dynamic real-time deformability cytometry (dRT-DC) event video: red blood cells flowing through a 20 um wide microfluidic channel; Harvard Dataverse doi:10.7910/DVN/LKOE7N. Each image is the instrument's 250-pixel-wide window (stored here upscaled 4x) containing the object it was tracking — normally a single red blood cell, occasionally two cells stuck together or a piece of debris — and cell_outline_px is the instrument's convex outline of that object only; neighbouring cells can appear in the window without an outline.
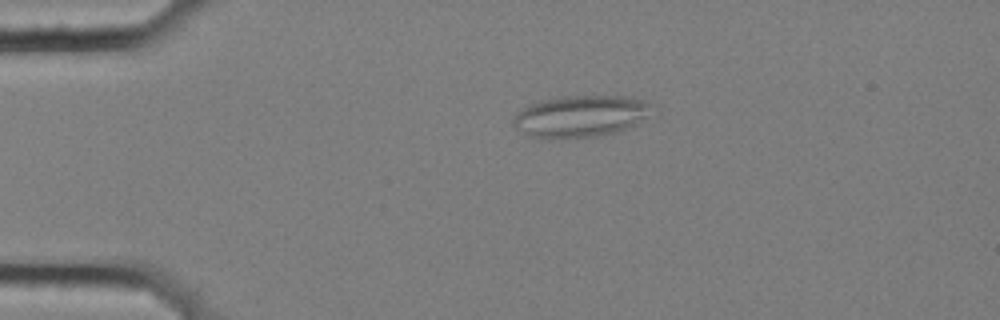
{"species": "common noctule bat (a hibernating species)", "species_latin": "Nyctalus noctula", "temperature_condition": "cold", "stored_images_in_passage": 47, "camera_frame_rate_fps": 3000, "um_per_image_px": 0.085, "animal": {"sex": "female", "body_mass_g": 25.1}, "frame": {"image": 1, "passage_image": 3, "time_ms": 0.667, "image_size_px": [1000, 320], "cell_outline_px": [[652, 104], [644, 116], [636, 124], [616, 132], [596, 136], [560, 140], [544, 140], [528, 136], [516, 128], [512, 124], [512, 120], [524, 108], [540, 100], [560, 96], [628, 96], [644, 100]], "centroid_in_image_um": [49.27, 9.91], "position_along_channel_um": 35.7, "area_um2": 33.81}}
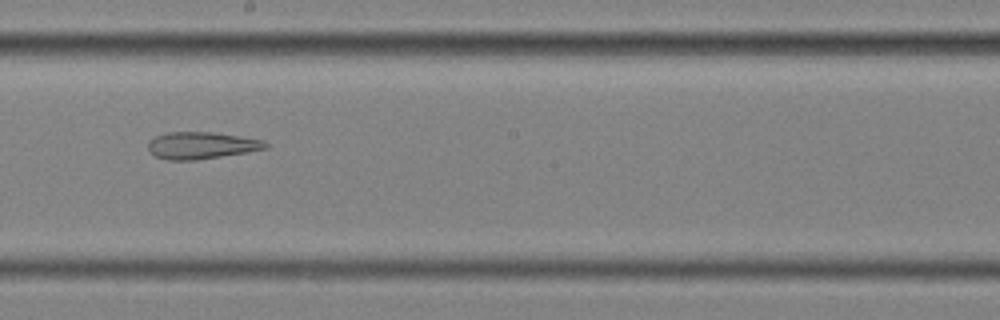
{"frame": {"image": 2, "passage_image": 23, "time_ms": 7.333, "image_size_px": [1000, 320], "cell_outline_px": [[268, 148], [248, 152], [196, 160], [168, 160], [156, 156], [148, 152], [148, 140], [156, 136], [168, 132], [212, 132], [240, 136], [264, 140], [268, 144]], "centroid_in_image_um": [17.11, 12.36], "position_along_channel_um": 231.1, "area_um2": 18.55}}
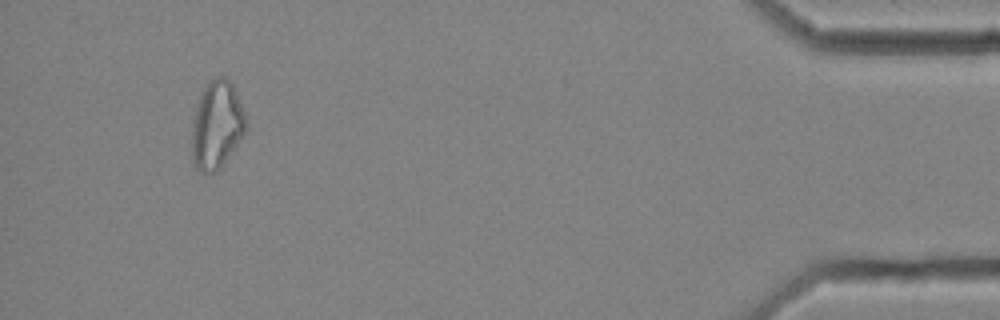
{"frame": {"image": 3, "passage_image": 44, "time_ms": 14.333, "image_size_px": [1000, 320], "cell_outline_px": [[248, 124], [244, 132], [220, 168], [216, 172], [204, 176], [192, 164], [192, 120], [200, 96], [208, 80], [216, 76], [224, 76], [232, 84], [236, 92], [248, 120]], "centroid_in_image_um": [18.4, 10.64], "position_along_channel_um": 416.8, "area_um2": 27.86}, "authors_computed_cell_mechanics": {"area_um2": 24.0448, "velocity_mm_per_s": 3.5791, "shape_relaxation_time_tau1_ms": null, "shape_relaxation_time_tau2_ms": 4.6599, "deformation_change_tau1": null, "deformation_change_tau2": 0.1654}}